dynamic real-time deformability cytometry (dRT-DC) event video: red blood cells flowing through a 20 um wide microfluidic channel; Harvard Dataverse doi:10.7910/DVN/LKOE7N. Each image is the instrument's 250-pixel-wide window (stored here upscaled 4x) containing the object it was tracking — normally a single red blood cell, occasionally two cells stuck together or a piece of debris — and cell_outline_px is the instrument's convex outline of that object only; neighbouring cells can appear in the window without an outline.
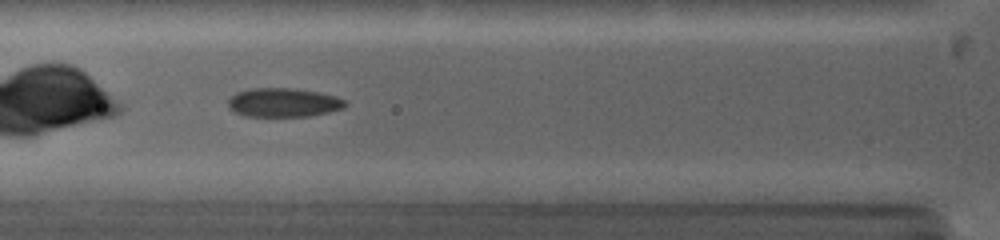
{"species": "common noctule bat (a hibernating species)", "species_latin": "Nyctalus noctula", "temperature_condition": "warm", "stored_images_in_passage": 62, "camera_frame_rate_fps": 5000, "um_per_image_px": 0.085, "animal": {"sex": "female", "body_mass_g": 19.0, "forearm_length_mm": 53.3}, "frame": {"image": 1, "passage_image": 12, "time_ms": 1.8, "image_size_px": [1000, 240], "cell_outline_px": [[348, 104], [344, 108], [328, 112], [308, 116], [244, 116], [232, 112], [228, 108], [228, 100], [236, 92], [248, 88], [296, 88], [336, 96], [344, 100]], "centroid_in_image_um": [24.05, 8.71], "position_along_channel_um": 101.7, "area_um2": 19.88}}
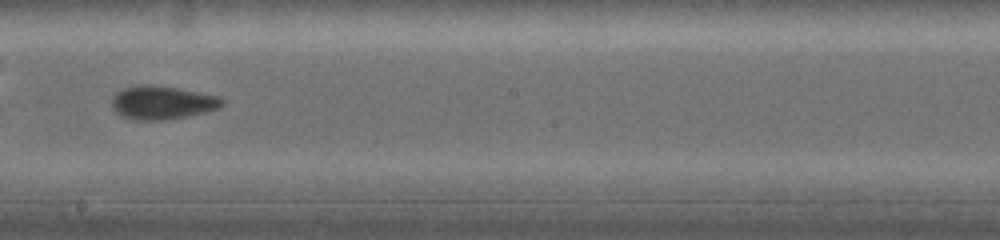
{"frame": {"image": 2, "passage_image": 29, "time_ms": 5.0, "image_size_px": [1000, 240], "cell_outline_px": [[224, 104], [220, 108], [188, 116], [164, 120], [136, 120], [120, 116], [112, 108], [112, 96], [116, 92], [124, 88], [140, 84], [152, 84], [176, 88], [220, 96], [224, 100]], "centroid_in_image_um": [13.77, 8.72], "position_along_channel_um": 234.4, "area_um2": 21.68}}
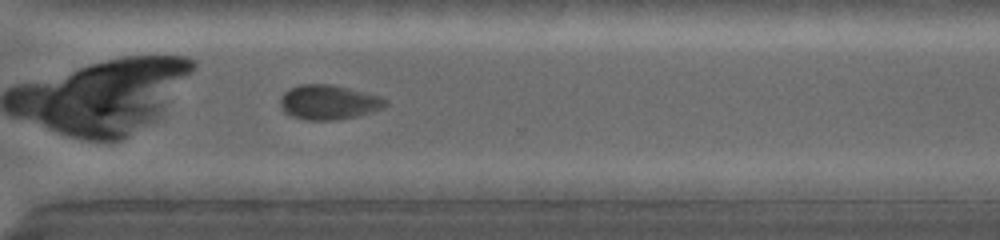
{"frame": {"image": 3, "passage_image": 46, "time_ms": 7.6, "image_size_px": [1000, 240], "cell_outline_px": [[388, 104], [384, 108], [356, 116], [332, 120], [304, 120], [292, 116], [284, 112], [280, 108], [280, 96], [288, 88], [300, 84], [332, 84], [380, 96], [388, 100]], "centroid_in_image_um": [27.9, 8.68], "position_along_channel_um": 342.7, "area_um2": 21.39}, "authors_computed_cell_mechanics": {"area_um2": 21.0681, "velocity_mm_per_s": 4.1504, "shape_relaxation_time_tau1_ms": 5.263, "shape_relaxation_time_tau2_ms": 1.6417, "deformation_change_tau1": 0.1184, "deformation_change_tau2": 0.0581}}